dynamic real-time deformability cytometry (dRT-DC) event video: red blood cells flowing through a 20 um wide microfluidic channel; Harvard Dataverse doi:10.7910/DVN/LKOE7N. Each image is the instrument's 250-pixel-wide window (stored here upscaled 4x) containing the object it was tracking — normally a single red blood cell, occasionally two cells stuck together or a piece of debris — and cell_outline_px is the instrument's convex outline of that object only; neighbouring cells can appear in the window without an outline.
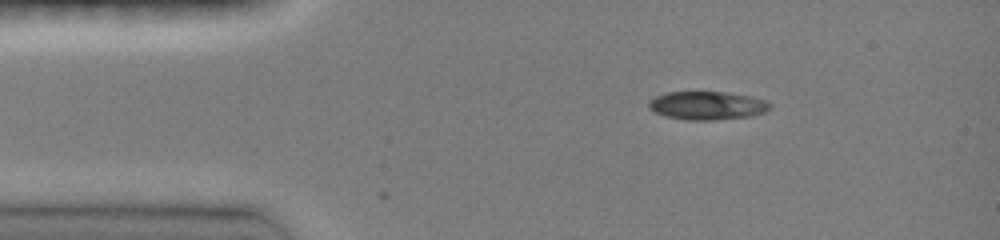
{"species": "common noctule bat (a hibernating species)", "species_latin": "Nyctalus noctula", "temperature_condition": "room temperature", "stored_images_in_passage": 15, "camera_frame_rate_fps": 3000, "um_per_image_px": 0.085, "animal": {"sex": "female", "body_mass_g": 19.0, "forearm_length_mm": 51.5}, "frame": {"image": 1, "passage_image": 1, "time_ms": 0.0, "image_size_px": [1000, 240], "cell_outline_px": [[772, 108], [764, 112], [748, 116], [712, 120], [688, 120], [668, 116], [656, 112], [648, 108], [648, 100], [656, 96], [668, 92], [724, 92], [752, 96], [768, 100], [772, 104]], "centroid_in_image_um": [60.15, 8.96], "position_along_channel_um": 24.9, "area_um2": 20.0}}
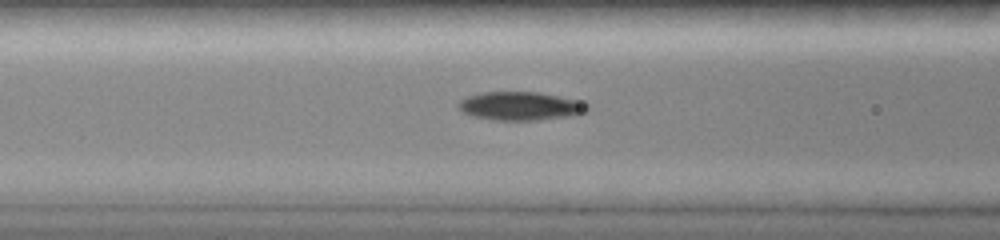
{"frame": {"image": 2, "passage_image": 8, "time_ms": 3.667, "image_size_px": [1000, 240], "cell_outline_px": [[588, 108], [584, 112], [576, 116], [536, 120], [492, 120], [472, 116], [464, 112], [456, 104], [460, 100], [468, 96], [480, 92], [536, 92], [584, 100], [588, 104]], "centroid_in_image_um": [44.28, 9.01], "position_along_channel_um": 122.3, "area_um2": 21.68}}
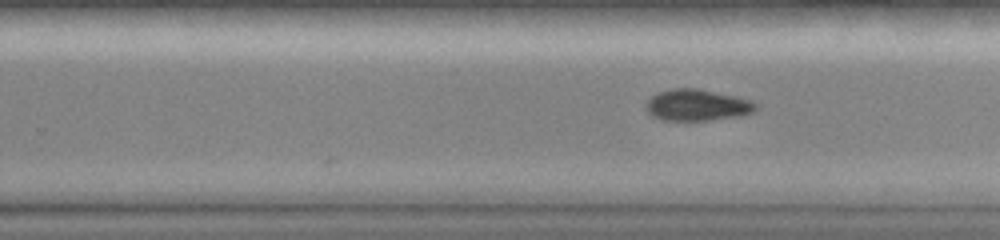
{"frame": {"image": 3, "passage_image": 15, "time_ms": 7.333, "image_size_px": [1000, 240], "cell_outline_px": [[756, 108], [752, 112], [740, 116], [708, 120], [660, 120], [652, 116], [648, 112], [648, 100], [652, 96], [660, 92], [672, 88], [700, 88], [736, 96], [752, 100], [756, 104]], "centroid_in_image_um": [59.28, 8.92], "position_along_channel_um": 270.5, "area_um2": 20.0}}